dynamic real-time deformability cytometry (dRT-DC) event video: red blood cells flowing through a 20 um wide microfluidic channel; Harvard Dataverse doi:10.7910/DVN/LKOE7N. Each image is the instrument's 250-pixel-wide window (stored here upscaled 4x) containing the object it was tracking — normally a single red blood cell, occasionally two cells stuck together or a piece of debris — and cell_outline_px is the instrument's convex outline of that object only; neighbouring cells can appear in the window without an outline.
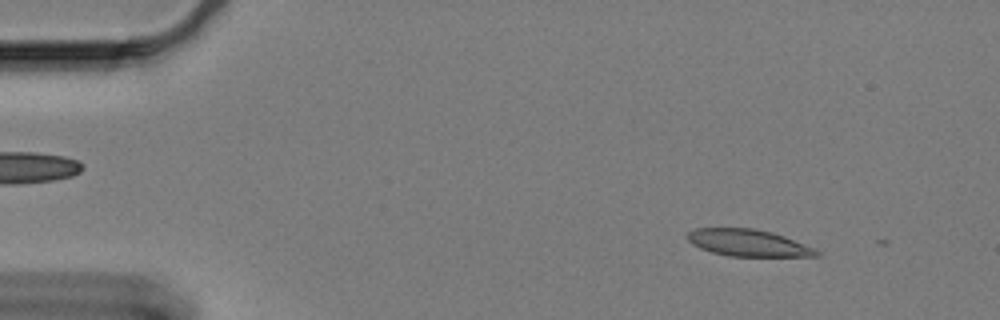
{"species": "Egyptian fruit bat (a non-hibernating species)", "species_latin": "Rousettus aegyptiacus", "temperature_condition": "cold", "stored_images_in_passage": 8, "camera_frame_rate_fps": 3000, "um_per_image_px": 0.085, "animal": {"sex": "female"}, "frame": {"image": 1, "passage_image": 1, "time_ms": 0.0, "image_size_px": [1000, 320], "cell_outline_px": [[820, 256], [728, 256], [712, 252], [700, 248], [692, 244], [688, 240], [688, 232], [696, 228], [756, 228], [772, 232], [784, 236], [812, 248], [820, 252]], "centroid_in_image_um": [63.56, 20.64], "position_along_channel_um": 21.4, "area_um2": 20.0}}